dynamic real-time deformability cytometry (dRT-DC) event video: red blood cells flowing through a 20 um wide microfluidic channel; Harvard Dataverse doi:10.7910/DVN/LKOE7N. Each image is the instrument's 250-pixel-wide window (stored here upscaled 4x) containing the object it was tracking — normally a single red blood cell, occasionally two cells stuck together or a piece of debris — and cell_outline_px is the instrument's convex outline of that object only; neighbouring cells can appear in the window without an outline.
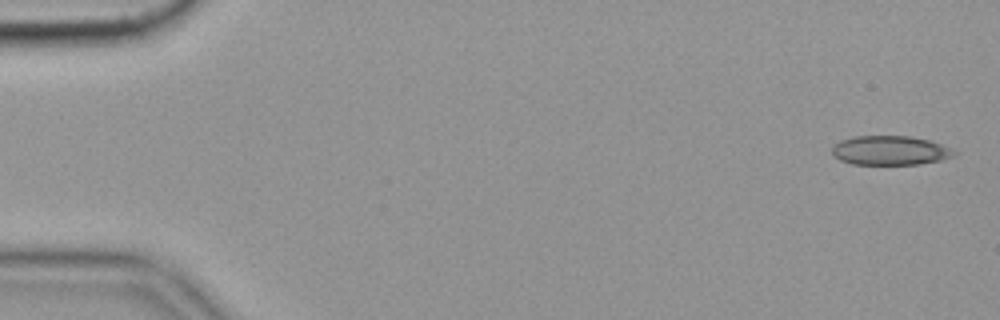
{"species": "common noctule bat (a hibernating species)", "species_latin": "Nyctalus noctula", "temperature_condition": "cold", "stored_images_in_passage": 15, "camera_frame_rate_fps": 3000, "um_per_image_px": 0.085, "animal": {"sex": "female", "body_mass_g": 19.9}, "frame": {"image": 1, "passage_image": 2, "time_ms": 0.333, "image_size_px": [1000, 320], "cell_outline_px": [[956, 152], [952, 156], [940, 160], [920, 164], [852, 164], [840, 160], [832, 156], [832, 148], [840, 140], [856, 136], [908, 136], [928, 140], [952, 148]], "centroid_in_image_um": [75.63, 12.79], "position_along_channel_um": 9.4, "area_um2": 20.69}}